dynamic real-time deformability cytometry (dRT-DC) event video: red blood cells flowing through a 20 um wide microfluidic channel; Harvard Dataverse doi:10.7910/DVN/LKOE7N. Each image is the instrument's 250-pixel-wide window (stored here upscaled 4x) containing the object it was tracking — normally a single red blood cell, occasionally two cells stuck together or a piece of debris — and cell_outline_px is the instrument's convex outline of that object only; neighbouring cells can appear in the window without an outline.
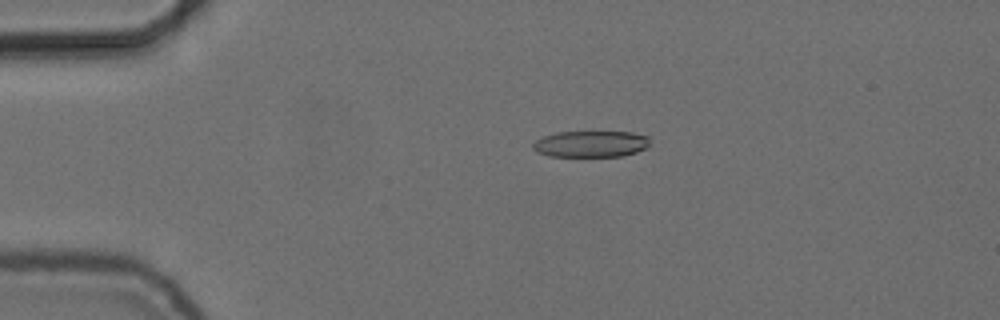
{"species": "common noctule bat (a hibernating species)", "species_latin": "Nyctalus noctula", "temperature_condition": "cold", "stored_images_in_passage": 55, "camera_frame_rate_fps": 3000, "um_per_image_px": 0.085, "animal": {"sex": "female", "body_mass_g": 24.6, "forearm_length_mm": 56.2}, "frame": {"image": 1, "passage_image": 12, "time_ms": 3.667, "image_size_px": [1000, 320], "cell_outline_px": [[648, 148], [624, 156], [548, 156], [536, 152], [532, 148], [532, 144], [536, 140], [544, 136], [556, 132], [632, 132], [648, 136]], "centroid_in_image_um": [50.21, 12.24], "position_along_channel_um": 34.8, "area_um2": 18.03}}
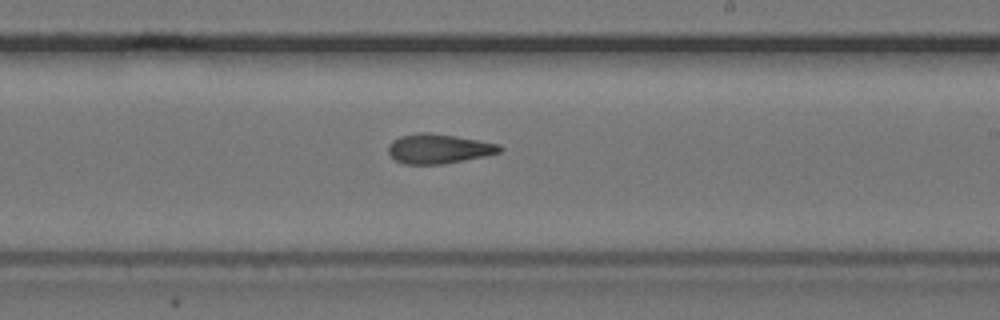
{"frame": {"image": 2, "passage_image": 33, "time_ms": 10.667, "image_size_px": [1000, 320], "cell_outline_px": [[504, 148], [500, 152], [484, 156], [464, 160], [440, 164], [404, 164], [396, 160], [388, 152], [388, 144], [392, 140], [400, 136], [420, 132], [428, 132], [456, 136], [500, 144]], "centroid_in_image_um": [37.28, 12.63], "position_along_channel_um": 251.7, "area_um2": 19.19}}
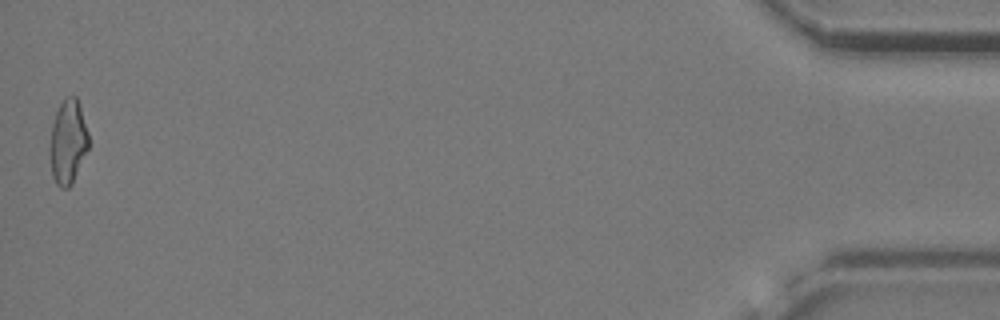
{"frame": {"image": 3, "passage_image": 55, "time_ms": 18.0, "image_size_px": [1000, 320], "cell_outline_px": [[88, 148], [72, 184], [68, 188], [60, 188], [56, 184], [52, 176], [48, 152], [48, 148], [52, 124], [56, 112], [60, 104], [68, 96], [76, 96], [88, 132]], "centroid_in_image_um": [5.74, 12.11], "position_along_channel_um": 429.5, "area_um2": 19.07}, "authors_computed_cell_mechanics": {"area_um2": 19.1896, "velocity_mm_per_s": 3.7296, "shape_relaxation_time_tau1_ms": null, "shape_relaxation_time_tau2_ms": 3.4925, "deformation_change_tau1": null, "deformation_change_tau2": 0.1289}}